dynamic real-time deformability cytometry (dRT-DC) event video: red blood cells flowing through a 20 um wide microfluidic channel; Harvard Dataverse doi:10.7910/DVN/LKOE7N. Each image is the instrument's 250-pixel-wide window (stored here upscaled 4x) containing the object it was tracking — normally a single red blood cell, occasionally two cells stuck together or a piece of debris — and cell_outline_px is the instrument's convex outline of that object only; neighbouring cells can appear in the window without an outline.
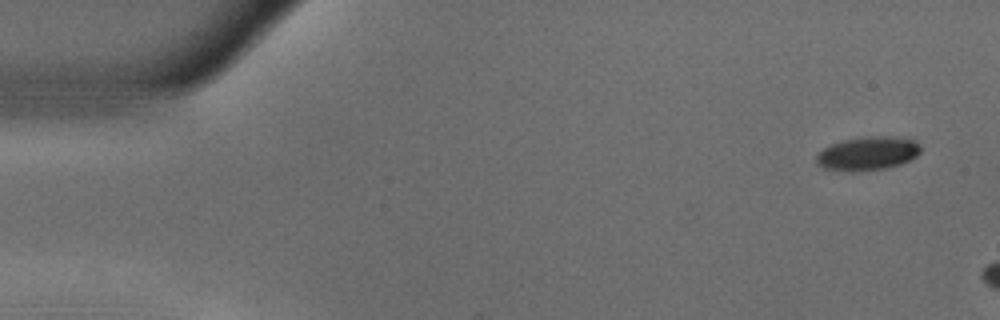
{"species": "common noctule bat (a hibernating species)", "species_latin": "Nyctalus noctula", "temperature_condition": "warm", "stored_images_in_passage": 6, "camera_frame_rate_fps": 3000, "um_per_image_px": 0.085, "animal": {"sex": "male", "body_mass_g": 18.8}, "frame": {"image": 1, "passage_image": 1, "time_ms": 0.0, "image_size_px": [1000, 320], "cell_outline_px": [[920, 152], [916, 156], [900, 164], [888, 168], [852, 172], [824, 168], [816, 164], [816, 156], [824, 148], [832, 144], [844, 140], [868, 136], [884, 136], [916, 140], [920, 148]], "centroid_in_image_um": [73.74, 13.05], "position_along_channel_um": 11.3, "area_um2": 20.29}}